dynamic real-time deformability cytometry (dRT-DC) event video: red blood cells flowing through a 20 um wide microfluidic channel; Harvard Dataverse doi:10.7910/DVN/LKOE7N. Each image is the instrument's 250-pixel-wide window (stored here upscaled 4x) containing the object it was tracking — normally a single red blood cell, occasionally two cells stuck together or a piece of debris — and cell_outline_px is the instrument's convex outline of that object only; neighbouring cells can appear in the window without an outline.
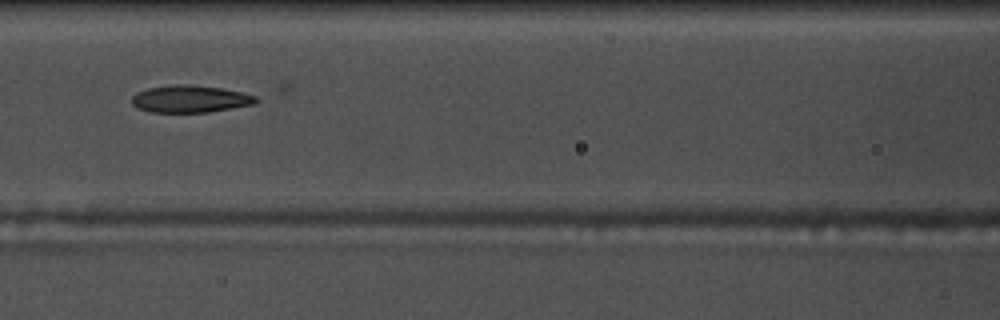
{"species": "common noctule bat (a hibernating species)", "species_latin": "Nyctalus noctula", "temperature_condition": "warm", "stored_images_in_passage": 23, "camera_frame_rate_fps": 3000, "um_per_image_px": 0.085, "animal": {"sex": "male", "body_mass_g": 17.5, "forearm_length_mm": 52.3}, "frame": {"image": 1, "passage_image": 18, "time_ms": 5.667, "image_size_px": [1000, 320], "cell_outline_px": [[260, 100], [256, 104], [208, 112], [152, 112], [136, 108], [132, 104], [132, 96], [136, 92], [148, 88], [176, 84], [192, 84], [220, 88], [240, 92], [256, 96]], "centroid_in_image_um": [16.16, 8.41], "position_along_channel_um": 150.4, "area_um2": 19.77}}